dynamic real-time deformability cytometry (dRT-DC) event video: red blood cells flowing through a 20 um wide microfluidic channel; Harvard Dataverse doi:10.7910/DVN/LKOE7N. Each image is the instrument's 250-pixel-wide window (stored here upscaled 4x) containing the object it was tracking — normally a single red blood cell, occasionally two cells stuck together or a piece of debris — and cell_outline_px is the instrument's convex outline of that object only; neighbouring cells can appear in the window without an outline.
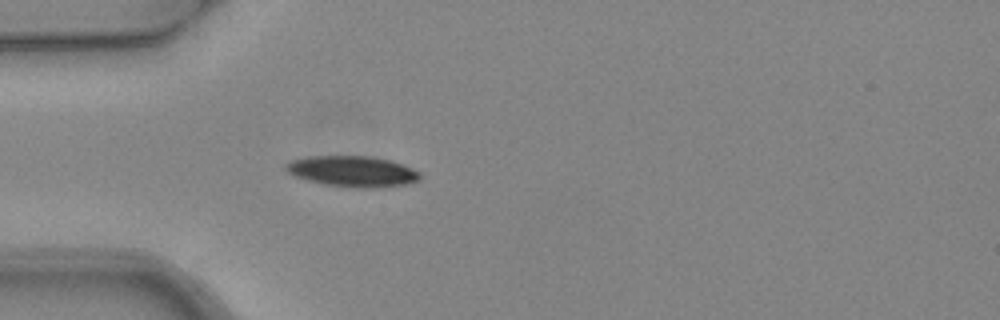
{"species": "common noctule bat (a hibernating species)", "species_latin": "Nyctalus noctula", "temperature_condition": "warm", "stored_images_in_passage": 4, "camera_frame_rate_fps": 3000, "um_per_image_px": 0.085, "animal": {"sex": "female", "body_mass_g": 24.6, "forearm_length_mm": 56.2}, "frame": {"image": 1, "passage_image": 4, "time_ms": 1.0, "image_size_px": [1000, 320], "cell_outline_px": [[420, 180], [404, 184], [376, 188], [356, 188], [324, 184], [308, 180], [296, 176], [288, 172], [284, 168], [284, 164], [288, 160], [308, 156], [368, 156], [392, 160], [412, 168], [420, 172]], "centroid_in_image_um": [29.94, 14.55], "position_along_channel_um": 55.1, "area_um2": 24.22}}